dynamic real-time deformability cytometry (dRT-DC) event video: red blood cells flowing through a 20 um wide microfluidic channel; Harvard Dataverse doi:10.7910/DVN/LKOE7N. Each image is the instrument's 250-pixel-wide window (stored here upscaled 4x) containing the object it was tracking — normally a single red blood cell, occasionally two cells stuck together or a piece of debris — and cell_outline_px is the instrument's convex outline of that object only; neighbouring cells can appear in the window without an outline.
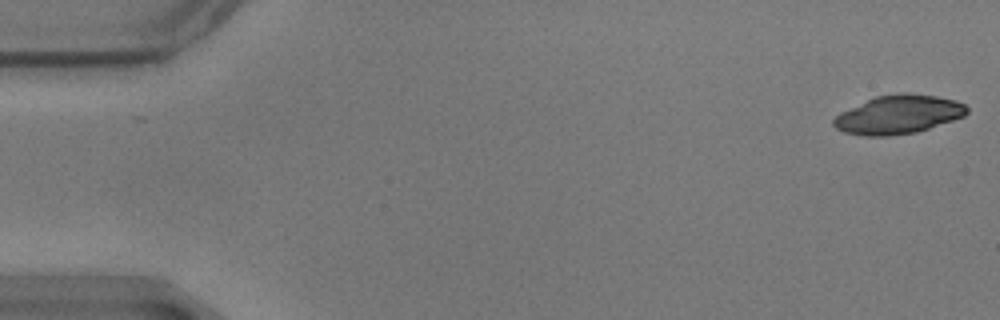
{"species": "common noctule bat (a hibernating species)", "species_latin": "Nyctalus noctula", "temperature_condition": "warm", "stored_images_in_passage": 8, "camera_frame_rate_fps": 3000, "um_per_image_px": 0.085, "animal": {"sex": "male", "body_mass_g": 17.9}, "frame": {"image": 1, "passage_image": 1, "time_ms": 0.0, "image_size_px": [1000, 320], "cell_outline_px": [[968, 112], [964, 116], [916, 132], [888, 136], [864, 136], [844, 132], [836, 128], [832, 124], [832, 120], [840, 112], [876, 96], [900, 92], [904, 92], [936, 96], [956, 100], [964, 104], [968, 108]], "centroid_in_image_um": [76.34, 9.73], "position_along_channel_um": 8.7, "area_um2": 29.94}}